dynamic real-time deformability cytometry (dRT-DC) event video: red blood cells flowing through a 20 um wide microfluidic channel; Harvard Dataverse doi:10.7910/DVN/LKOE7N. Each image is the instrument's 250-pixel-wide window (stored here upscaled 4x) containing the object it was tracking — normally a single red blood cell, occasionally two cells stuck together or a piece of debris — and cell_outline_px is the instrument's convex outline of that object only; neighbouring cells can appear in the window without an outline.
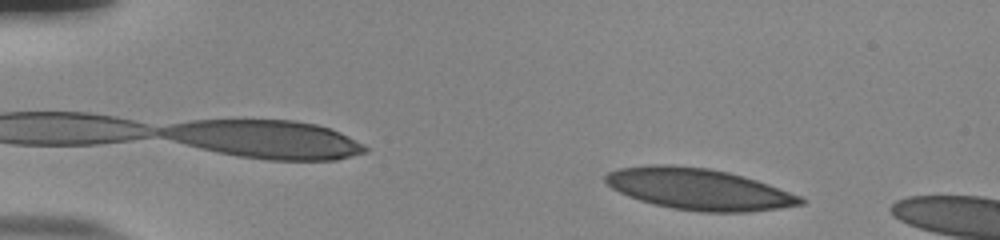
{"species": "human", "species_latin": "Homo sapiens", "temperature_condition": "room temperature", "stored_images_in_passage": 10, "camera_frame_rate_fps": 3000, "um_per_image_px": 0.085, "donor": {"sex": "male"}, "frame": {"image": 1, "passage_image": 4, "time_ms": 1.0, "image_size_px": [1000, 240], "cell_outline_px": [[808, 200], [804, 204], [780, 208], [748, 212], [700, 212], [672, 208], [652, 204], [628, 196], [612, 188], [604, 180], [604, 176], [608, 172], [620, 168], [652, 164], [672, 164], [708, 168], [728, 172], [756, 180], [768, 184], [800, 196]], "centroid_in_image_um": [59.39, 16.07], "position_along_channel_um": 25.6, "area_um2": 47.05}}